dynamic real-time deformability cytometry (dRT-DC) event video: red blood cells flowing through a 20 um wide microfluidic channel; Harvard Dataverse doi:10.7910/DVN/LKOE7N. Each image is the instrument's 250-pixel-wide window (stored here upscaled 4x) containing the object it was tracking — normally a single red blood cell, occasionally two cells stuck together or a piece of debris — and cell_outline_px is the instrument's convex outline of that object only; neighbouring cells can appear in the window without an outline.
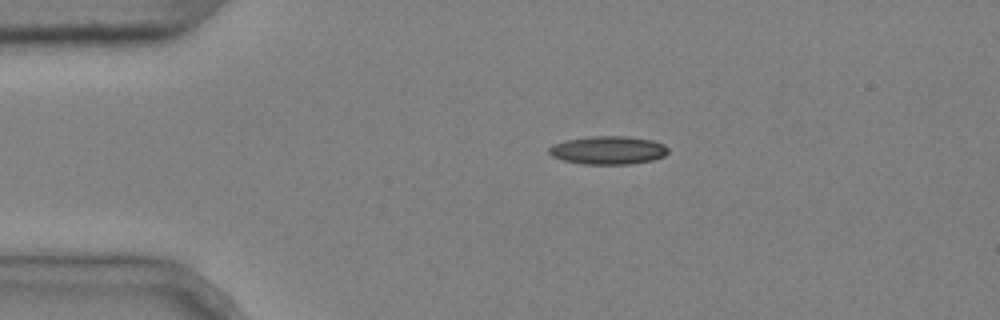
{"species": "common noctule bat (a hibernating species)", "species_latin": "Nyctalus noctula", "temperature_condition": "cold", "stored_images_in_passage": 2, "camera_frame_rate_fps": 3000, "um_per_image_px": 0.085, "animal": {"sex": "male", "body_mass_g": 20.4}, "frame": {"image": 1, "passage_image": 1, "time_ms": 0.0, "image_size_px": [1000, 320], "cell_outline_px": [[668, 152], [664, 156], [652, 160], [632, 164], [584, 164], [564, 160], [552, 156], [548, 152], [548, 148], [552, 144], [564, 140], [588, 136], [628, 136], [652, 140], [664, 144], [668, 148]], "centroid_in_image_um": [51.68, 12.76], "position_along_channel_um": 33.3, "area_um2": 19.77}}